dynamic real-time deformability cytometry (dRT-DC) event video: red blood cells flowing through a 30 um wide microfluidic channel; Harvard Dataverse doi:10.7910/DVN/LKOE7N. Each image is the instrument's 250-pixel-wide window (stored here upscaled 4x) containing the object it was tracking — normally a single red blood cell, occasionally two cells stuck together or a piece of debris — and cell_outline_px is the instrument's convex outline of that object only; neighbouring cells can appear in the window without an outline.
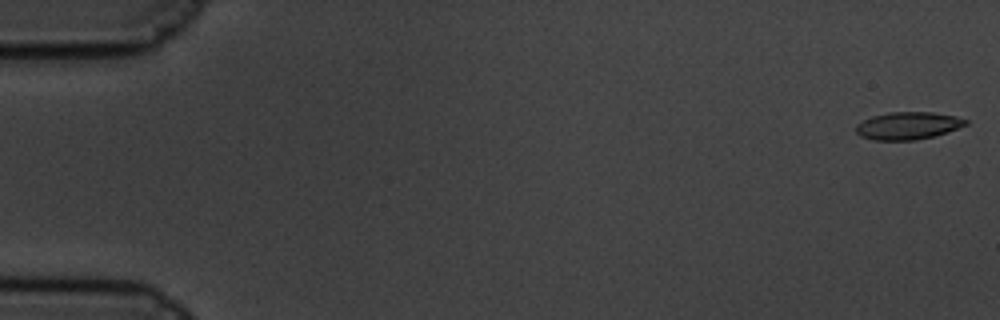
{"species": "common noctule bat (a hibernating species)", "species_latin": "Nyctalus noctula", "temperature_condition": "cold", "stored_images_in_passage": 60, "camera_frame_rate_fps": 3000, "um_per_image_px": 0.085, "animal": {"sex": "male", "body_mass_g": 19.5, "forearm_length_mm": 54.6}, "frame": {"image": 1, "passage_image": 1, "time_ms": 0.0, "image_size_px": [1000, 320], "cell_outline_px": [[968, 124], [936, 136], [916, 140], [872, 140], [860, 136], [856, 132], [856, 124], [872, 116], [888, 112], [932, 112], [956, 116], [968, 120]], "centroid_in_image_um": [77.17, 10.68], "position_along_channel_um": 7.8, "area_um2": 17.69}}
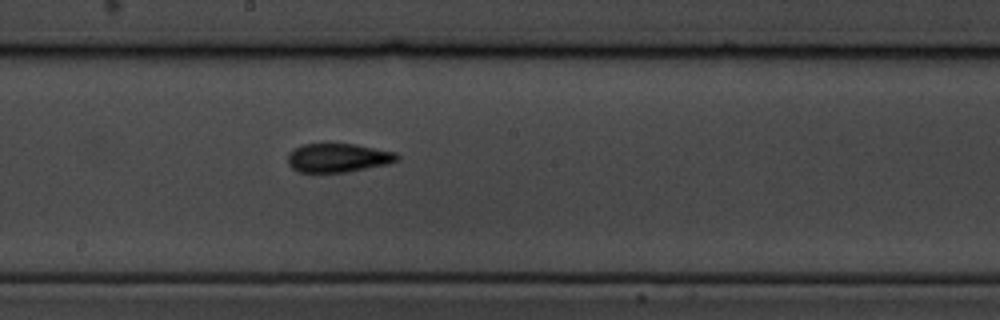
{"frame": {"image": 2, "passage_image": 33, "time_ms": 10.667, "image_size_px": [1000, 320], "cell_outline_px": [[400, 160], [388, 164], [348, 172], [296, 172], [288, 164], [288, 152], [292, 148], [300, 144], [352, 144], [396, 152], [400, 156]], "centroid_in_image_um": [28.71, 13.42], "position_along_channel_um": 219.5, "area_um2": 18.55}}
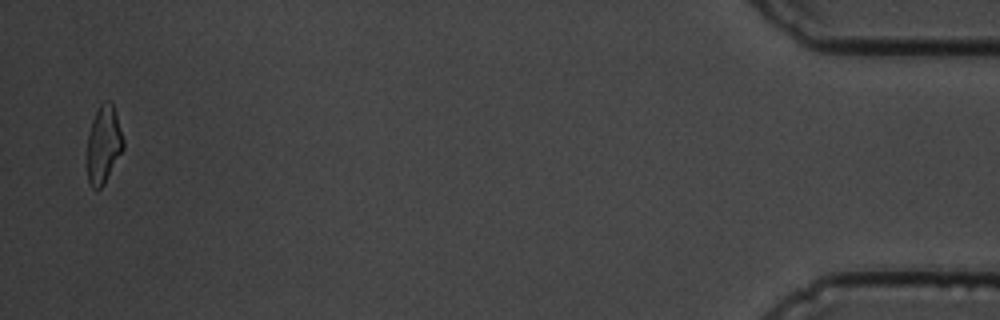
{"frame": {"image": 3, "passage_image": 59, "time_ms": 19.333, "image_size_px": [1000, 320], "cell_outline_px": [[124, 148], [104, 184], [96, 192], [88, 184], [88, 136], [92, 120], [100, 104], [104, 100], [112, 100], [124, 140]], "centroid_in_image_um": [8.82, 12.28], "position_along_channel_um": 426.4, "area_um2": 16.42}, "authors_computed_cell_mechanics": {"area_um2": 17.9758, "velocity_mm_per_s": 3.3539, "shape_relaxation_time_tau1_ms": 6.8162, "shape_relaxation_time_tau2_ms": 2.9523, "deformation_change_tau1": 0.1709, "deformation_change_tau2": 0.1168}}